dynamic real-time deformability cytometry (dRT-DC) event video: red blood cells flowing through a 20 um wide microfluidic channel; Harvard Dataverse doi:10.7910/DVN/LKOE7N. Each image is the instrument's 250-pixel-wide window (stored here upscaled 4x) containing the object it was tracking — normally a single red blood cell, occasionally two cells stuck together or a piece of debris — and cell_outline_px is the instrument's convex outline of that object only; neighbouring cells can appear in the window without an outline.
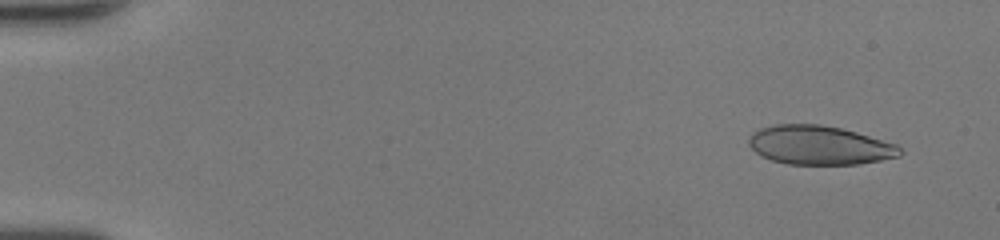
{"species": "human", "species_latin": "Homo sapiens", "temperature_condition": "room temperature", "stored_images_in_passage": 44, "camera_frame_rate_fps": 3000, "um_per_image_px": 0.085, "donor": {"sex": "female"}, "frame": {"image": 1, "passage_image": 4, "time_ms": 1.0, "image_size_px": [1000, 240], "cell_outline_px": [[904, 152], [900, 156], [860, 164], [788, 164], [772, 160], [760, 156], [748, 144], [748, 140], [752, 132], [760, 128], [776, 124], [820, 124], [840, 128], [856, 132], [896, 144]], "centroid_in_image_um": [69.64, 12.34], "position_along_channel_um": 15.4, "area_um2": 34.33}}
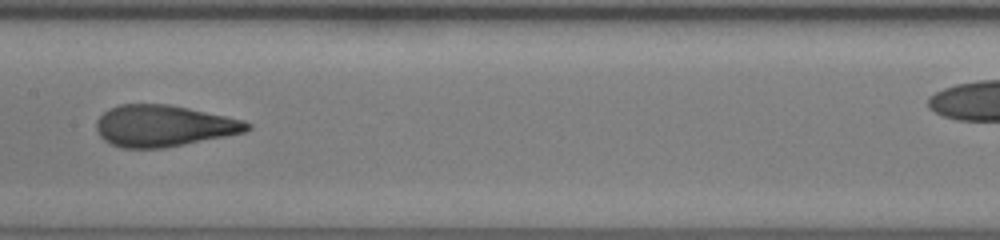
{"frame": {"image": 2, "passage_image": 27, "time_ms": 8.667, "image_size_px": [1000, 240], "cell_outline_px": [[252, 128], [244, 132], [164, 148], [120, 148], [108, 144], [96, 132], [96, 120], [108, 108], [120, 104], [168, 104], [188, 108], [244, 120], [252, 124]], "centroid_in_image_um": [13.86, 10.7], "position_along_channel_um": 193.5, "area_um2": 36.47}}
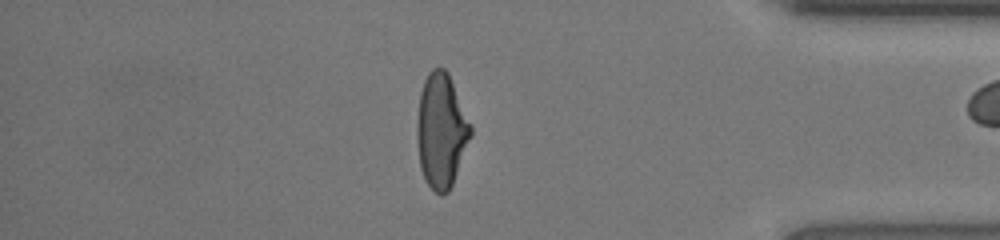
{"frame": {"image": 3, "passage_image": 43, "time_ms": 14.0, "image_size_px": [1000, 240], "cell_outline_px": [[472, 136], [452, 184], [448, 192], [440, 196], [428, 184], [420, 168], [416, 136], [416, 124], [420, 92], [424, 80], [428, 72], [432, 68], [444, 68], [448, 72], [472, 124]], "centroid_in_image_um": [37.51, 11.09], "position_along_channel_um": 397.7, "area_um2": 36.07}}